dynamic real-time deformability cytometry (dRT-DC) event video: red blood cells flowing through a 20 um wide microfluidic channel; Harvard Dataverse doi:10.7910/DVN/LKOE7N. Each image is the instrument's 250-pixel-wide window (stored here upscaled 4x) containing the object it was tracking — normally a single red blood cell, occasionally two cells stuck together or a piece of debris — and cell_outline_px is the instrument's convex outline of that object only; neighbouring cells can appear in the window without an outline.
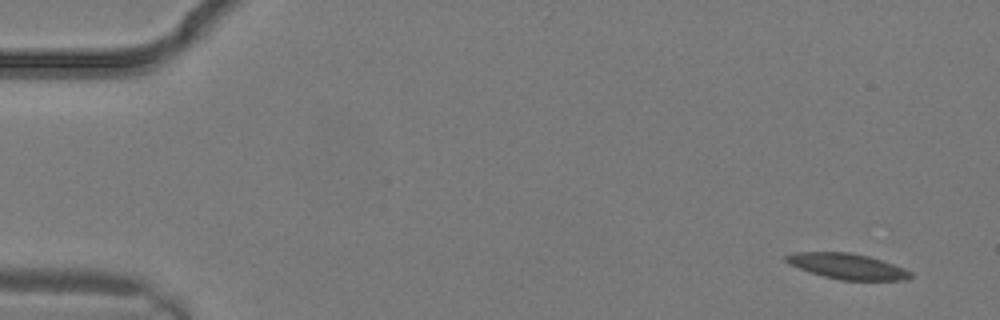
{"species": "common noctule bat (a hibernating species)", "species_latin": "Nyctalus noctula", "temperature_condition": "warm", "stored_images_in_passage": 3, "camera_frame_rate_fps": 3000, "um_per_image_px": 0.085, "animal": {"sex": "male", "body_mass_g": 19.2, "forearm_length_mm": 51.8}, "frame": {"image": 1, "passage_image": 1, "time_ms": 0.0, "image_size_px": [1000, 320], "cell_outline_px": [[912, 276], [908, 280], [840, 280], [824, 276], [788, 264], [784, 260], [784, 256], [792, 252], [852, 252], [868, 256], [904, 268], [912, 272]], "centroid_in_image_um": [72.01, 22.63], "position_along_channel_um": 13.0, "area_um2": 18.5}}
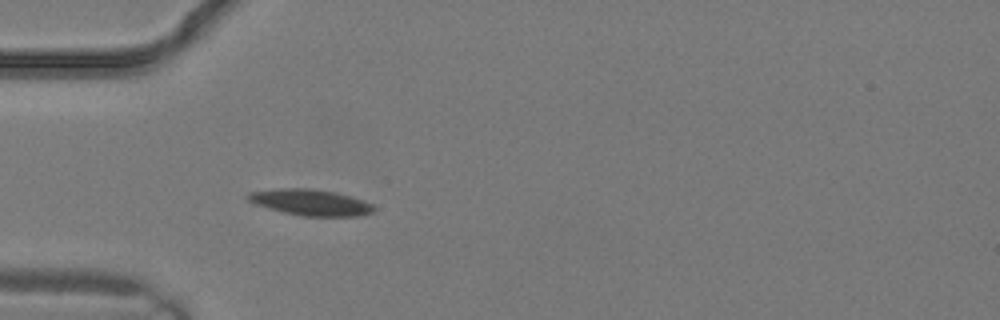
{"frame": {"image": 2, "passage_image": 3, "time_ms": 0.667, "image_size_px": [1000, 320], "cell_outline_px": [[376, 208], [372, 212], [360, 216], [300, 216], [268, 208], [256, 204], [248, 200], [244, 196], [248, 192], [276, 188], [308, 188], [332, 192], [348, 196], [372, 204]], "centroid_in_image_um": [26.33, 17.2], "position_along_channel_um": 58.7, "area_um2": 19.02}}